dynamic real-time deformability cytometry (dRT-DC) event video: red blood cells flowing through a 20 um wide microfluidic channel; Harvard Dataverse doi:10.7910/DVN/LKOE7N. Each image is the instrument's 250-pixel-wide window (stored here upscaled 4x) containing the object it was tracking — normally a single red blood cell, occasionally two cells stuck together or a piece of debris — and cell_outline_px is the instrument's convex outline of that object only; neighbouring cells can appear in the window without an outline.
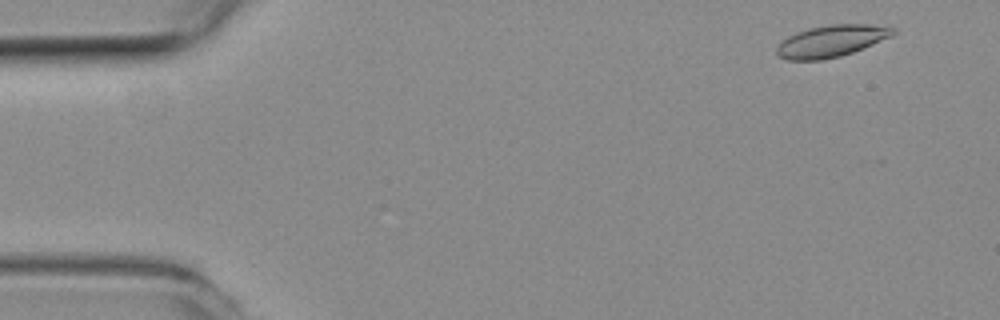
{"species": "common noctule bat (a hibernating species)", "species_latin": "Nyctalus noctula", "temperature_condition": "room temperature", "stored_images_in_passage": 13, "camera_frame_rate_fps": 3000, "um_per_image_px": 0.085, "animal": {"sex": "female", "body_mass_g": 19.3, "forearm_length_mm": 54.1}, "frame": {"image": 1, "passage_image": 3, "time_ms": 0.667, "image_size_px": [1000, 320], "cell_outline_px": [[896, 32], [892, 36], [852, 52], [840, 56], [820, 60], [788, 60], [780, 56], [776, 52], [776, 48], [780, 40], [796, 32], [808, 28], [828, 24], [868, 24], [896, 28]], "centroid_in_image_um": [70.63, 3.48], "position_along_channel_um": 14.4, "area_um2": 21.56}}